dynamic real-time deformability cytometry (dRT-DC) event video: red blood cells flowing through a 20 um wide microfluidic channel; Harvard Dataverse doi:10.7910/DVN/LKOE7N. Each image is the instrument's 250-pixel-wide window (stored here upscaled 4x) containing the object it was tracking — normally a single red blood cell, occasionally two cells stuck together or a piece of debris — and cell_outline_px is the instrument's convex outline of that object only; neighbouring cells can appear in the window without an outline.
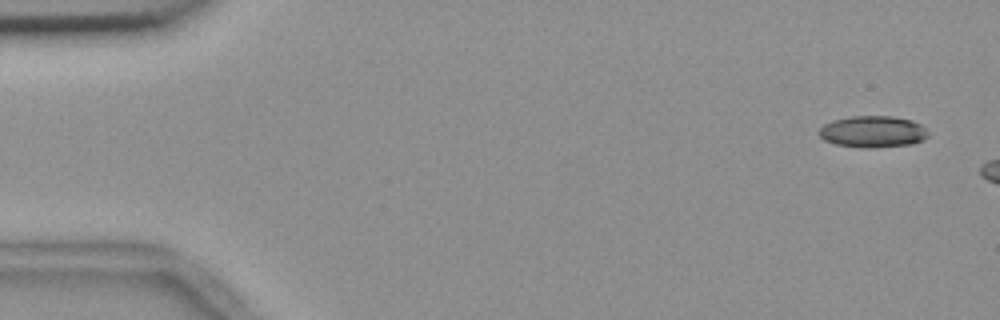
{"species": "common noctule bat (a hibernating species)", "species_latin": "Nyctalus noctula", "temperature_condition": "room temperature", "stored_images_in_passage": 3, "camera_frame_rate_fps": 3000, "um_per_image_px": 0.085, "animal": {"sex": "female", "body_mass_g": 18.4}, "frame": {"image": 1, "passage_image": 1, "time_ms": 0.0, "image_size_px": [1000, 320], "cell_outline_px": [[928, 136], [924, 140], [912, 144], [872, 148], [860, 148], [836, 144], [824, 140], [816, 132], [824, 124], [832, 120], [852, 116], [892, 116], [912, 120], [928, 128]], "centroid_in_image_um": [74.2, 11.19], "position_along_channel_um": 10.8, "area_um2": 20.4}}